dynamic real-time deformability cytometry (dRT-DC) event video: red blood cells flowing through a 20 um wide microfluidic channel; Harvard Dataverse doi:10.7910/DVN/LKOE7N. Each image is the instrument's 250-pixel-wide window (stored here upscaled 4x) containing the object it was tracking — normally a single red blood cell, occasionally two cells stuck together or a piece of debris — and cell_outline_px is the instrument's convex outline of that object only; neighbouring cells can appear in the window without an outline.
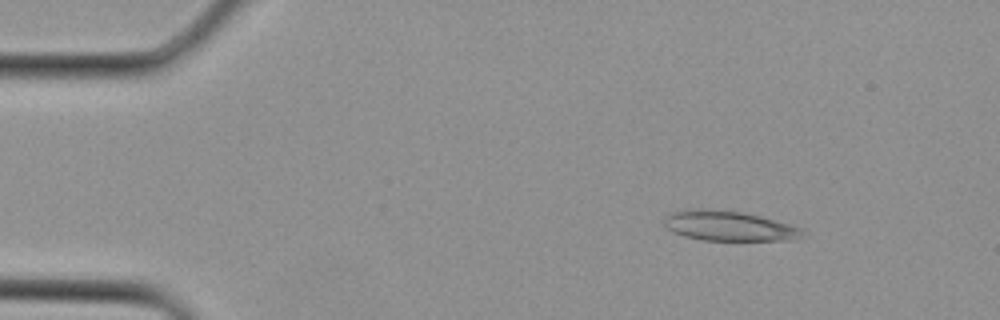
{"species": "Egyptian fruit bat (a non-hibernating species)", "species_latin": "Rousettus aegyptiacus", "temperature_condition": "cold", "stored_images_in_passage": 3, "camera_frame_rate_fps": 3000, "um_per_image_px": 0.085, "animal": {"sex": "female"}, "frame": {"image": 1, "passage_image": 2, "time_ms": 0.333, "image_size_px": [1000, 320], "cell_outline_px": [[808, 236], [792, 240], [704, 240], [684, 236], [672, 232], [664, 224], [664, 220], [672, 212], [692, 208], [700, 208], [744, 212], [760, 216], [804, 228]], "centroid_in_image_um": [62.03, 19.21], "position_along_channel_um": 23.0, "area_um2": 24.33}}
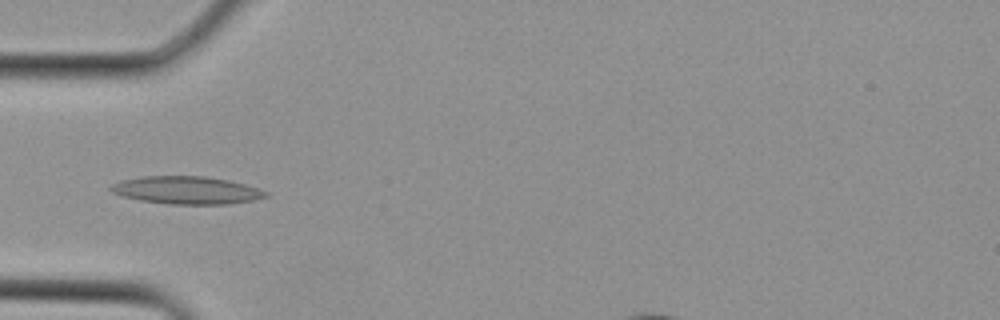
{"frame": {"image": 2, "passage_image": 3, "time_ms": 0.667, "image_size_px": [1000, 320], "cell_outline_px": [[268, 196], [252, 200], [228, 204], [168, 204], [140, 200], [124, 196], [112, 192], [108, 188], [112, 184], [120, 180], [144, 176], [204, 176], [228, 180], [244, 184], [268, 192]], "centroid_in_image_um": [15.83, 16.16], "position_along_channel_um": 69.2, "area_um2": 24.85}}